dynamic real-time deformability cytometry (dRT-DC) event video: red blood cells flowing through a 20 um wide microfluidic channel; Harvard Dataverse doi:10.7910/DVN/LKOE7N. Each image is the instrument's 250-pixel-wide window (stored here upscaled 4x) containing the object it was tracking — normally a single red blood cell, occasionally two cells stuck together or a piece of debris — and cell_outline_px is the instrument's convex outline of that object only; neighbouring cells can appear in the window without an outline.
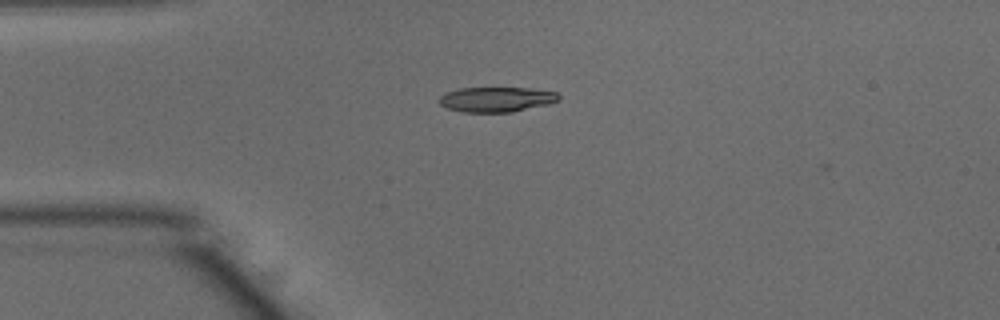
{"species": "common noctule bat (a hibernating species)", "species_latin": "Nyctalus noctula", "temperature_condition": "warm", "stored_images_in_passage": 3, "camera_frame_rate_fps": 3000, "um_per_image_px": 0.085, "animal": {"sex": "male", "body_mass_g": 15.6}, "frame": {"image": 1, "passage_image": 1, "time_ms": 0.0, "image_size_px": [1000, 320], "cell_outline_px": [[560, 100], [548, 104], [512, 112], [464, 112], [448, 108], [440, 104], [436, 100], [444, 92], [460, 88], [532, 88], [556, 92], [560, 96]], "centroid_in_image_um": [42.18, 8.44], "position_along_channel_um": 42.8, "area_um2": 17.51}}